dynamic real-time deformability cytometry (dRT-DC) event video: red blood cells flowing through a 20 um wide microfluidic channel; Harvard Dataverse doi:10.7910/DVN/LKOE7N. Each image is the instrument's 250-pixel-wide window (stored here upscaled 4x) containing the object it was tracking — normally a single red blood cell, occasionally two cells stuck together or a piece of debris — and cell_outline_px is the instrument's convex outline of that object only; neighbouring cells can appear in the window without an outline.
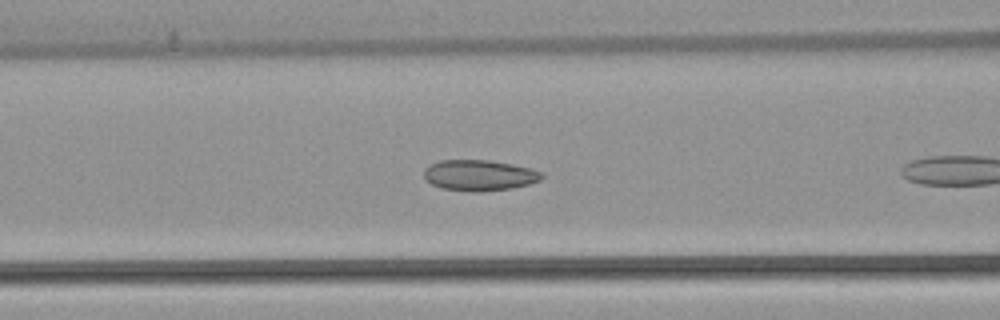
{"species": "common noctule bat (a hibernating species)", "species_latin": "Nyctalus noctula", "temperature_condition": "warm", "stored_images_in_passage": 9, "camera_frame_rate_fps": 3000, "um_per_image_px": 0.085, "animal": {"sex": "female", "body_mass_g": 22.7, "forearm_length_mm": 54.2}, "frame": {"image": 1, "passage_image": 7, "time_ms": 2.0, "image_size_px": [1000, 320], "cell_outline_px": [[544, 176], [540, 180], [528, 184], [512, 188], [480, 192], [472, 192], [440, 188], [432, 184], [424, 176], [424, 168], [440, 160], [488, 160], [512, 164], [528, 168], [540, 172]], "centroid_in_image_um": [40.72, 14.91], "position_along_channel_um": 125.9, "area_um2": 21.04}}